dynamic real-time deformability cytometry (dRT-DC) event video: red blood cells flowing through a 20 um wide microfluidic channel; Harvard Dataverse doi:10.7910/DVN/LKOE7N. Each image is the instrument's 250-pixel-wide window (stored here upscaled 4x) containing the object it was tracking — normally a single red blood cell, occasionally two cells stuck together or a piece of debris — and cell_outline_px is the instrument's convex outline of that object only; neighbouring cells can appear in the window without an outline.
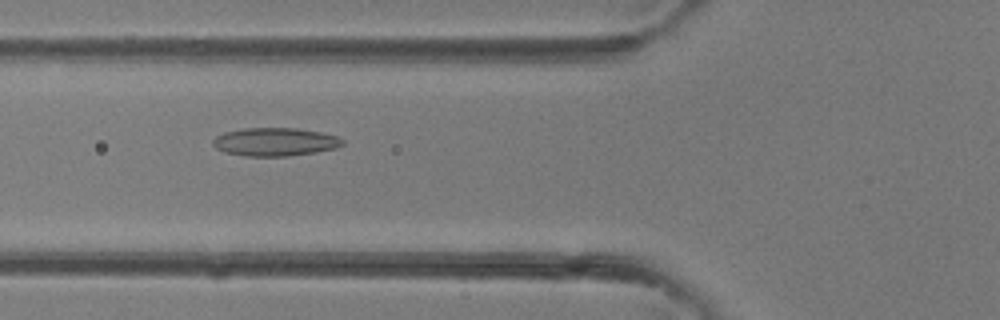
{"species": "common noctule bat (a hibernating species)", "species_latin": "Nyctalus noctula", "temperature_condition": "room temperature", "stored_images_in_passage": 40, "camera_frame_rate_fps": 3000, "um_per_image_px": 0.085, "animal": {"sex": "female"}, "frame": {"image": 1, "passage_image": 15, "time_ms": 4.667, "image_size_px": [1000, 320], "cell_outline_px": [[344, 144], [336, 148], [316, 152], [288, 156], [248, 156], [224, 152], [216, 148], [212, 144], [212, 140], [216, 136], [224, 132], [244, 128], [296, 128], [320, 132], [336, 136], [344, 140]], "centroid_in_image_um": [23.37, 12.06], "position_along_channel_um": 102.4, "area_um2": 21.33}}
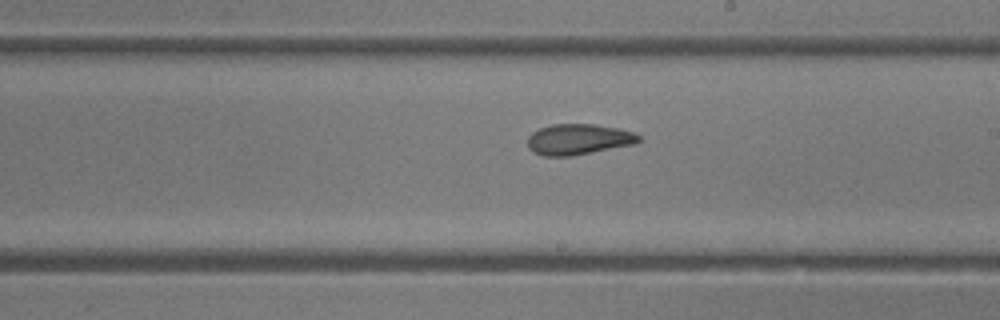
{"frame": {"image": 2, "passage_image": 23, "time_ms": 7.333, "image_size_px": [1000, 320], "cell_outline_px": [[640, 140], [636, 144], [572, 156], [544, 156], [532, 152], [528, 148], [528, 136], [532, 132], [540, 128], [552, 124], [592, 124], [620, 128], [632, 132], [640, 136]], "centroid_in_image_um": [49.16, 11.85], "position_along_channel_um": 239.8, "area_um2": 20.06}}
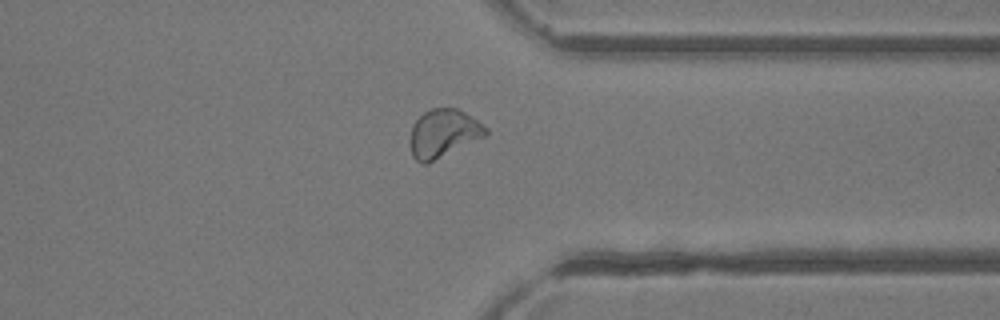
{"frame": {"image": 3, "passage_image": 31, "time_ms": 10.0, "image_size_px": [1000, 320], "cell_outline_px": [[488, 136], [428, 164], [420, 164], [412, 156], [412, 124], [424, 112], [432, 108], [456, 108], [464, 112], [488, 128]], "centroid_in_image_um": [37.73, 11.36], "position_along_channel_um": 373.7, "area_um2": 21.27}}